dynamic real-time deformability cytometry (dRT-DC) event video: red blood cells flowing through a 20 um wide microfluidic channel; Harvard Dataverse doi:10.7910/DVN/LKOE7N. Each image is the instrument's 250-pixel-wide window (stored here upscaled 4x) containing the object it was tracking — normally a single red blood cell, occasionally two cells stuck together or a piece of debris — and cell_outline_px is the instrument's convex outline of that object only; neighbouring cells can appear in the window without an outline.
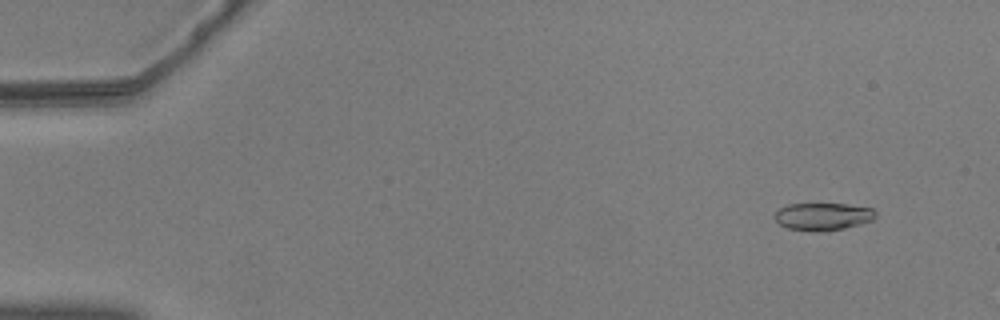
{"species": "common noctule bat (a hibernating species)", "species_latin": "Nyctalus noctula", "temperature_condition": "warm", "stored_images_in_passage": 56, "camera_frame_rate_fps": 3000, "um_per_image_px": 0.085, "animal": {"sex": "male", "body_mass_g": 20.5, "forearm_length_mm": 52.5}, "frame": {"image": 1, "passage_image": 5, "time_ms": 1.333, "image_size_px": [1000, 320], "cell_outline_px": [[876, 216], [872, 220], [860, 224], [828, 232], [812, 232], [788, 228], [780, 224], [772, 216], [780, 208], [788, 204], [848, 204], [872, 208], [876, 212]], "centroid_in_image_um": [69.94, 18.41], "position_along_channel_um": 15.1, "area_um2": 16.36}}
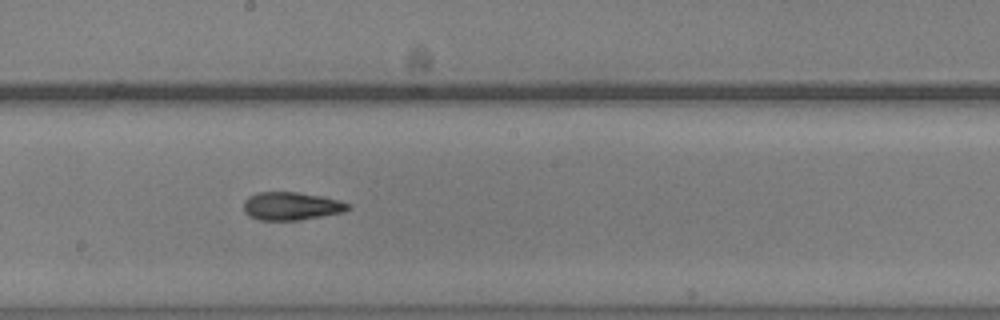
{"frame": {"image": 2, "passage_image": 32, "time_ms": 10.333, "image_size_px": [1000, 320], "cell_outline_px": [[352, 208], [344, 212], [300, 220], [260, 220], [248, 216], [244, 212], [244, 200], [248, 196], [256, 192], [296, 192], [320, 196], [352, 204]], "centroid_in_image_um": [24.75, 17.52], "position_along_channel_um": 223.5, "area_um2": 17.17}}
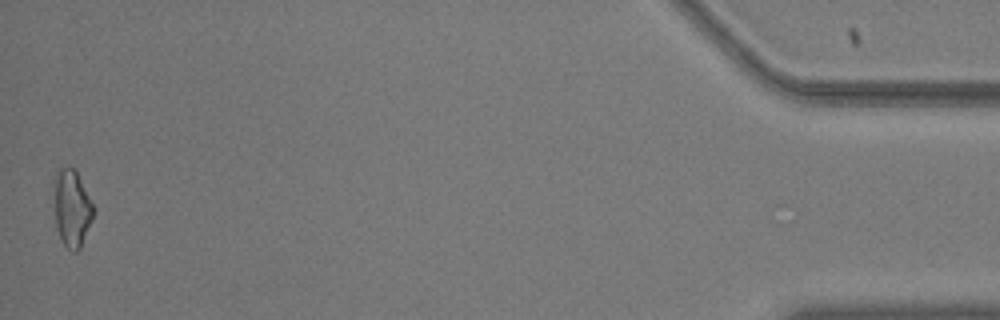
{"frame": {"image": 3, "passage_image": 56, "time_ms": 18.333, "image_size_px": [1000, 320], "cell_outline_px": [[92, 216], [80, 248], [76, 252], [72, 252], [64, 244], [56, 228], [56, 172], [60, 168], [72, 168], [76, 172], [92, 204]], "centroid_in_image_um": [6.11, 17.75], "position_along_channel_um": 429.1, "area_um2": 16.47}, "authors_computed_cell_mechanics": {"area_um2": 16.9065, "velocity_mm_per_s": 3.6653, "shape_relaxation_time_tau1_ms": 7.5151, "shape_relaxation_time_tau2_ms": 2.5331, "deformation_change_tau1": 0.1912, "deformation_change_tau2": 0.1069}}